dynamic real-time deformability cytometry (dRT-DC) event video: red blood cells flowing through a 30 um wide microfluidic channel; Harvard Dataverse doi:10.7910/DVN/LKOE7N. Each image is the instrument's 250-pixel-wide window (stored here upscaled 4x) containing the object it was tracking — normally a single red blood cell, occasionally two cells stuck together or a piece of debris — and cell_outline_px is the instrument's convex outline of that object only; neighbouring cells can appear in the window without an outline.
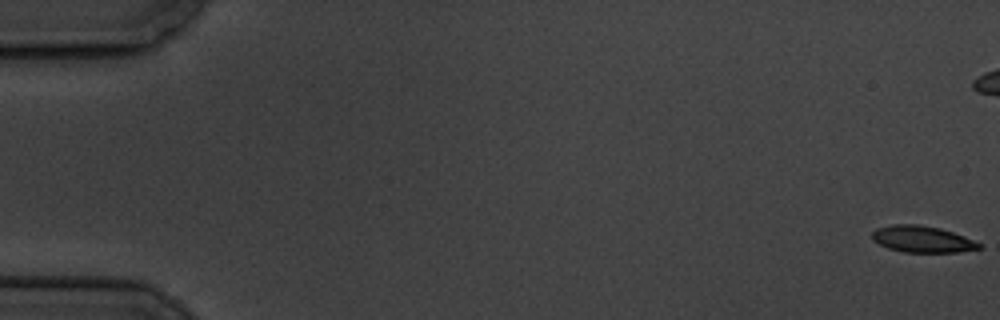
{"species": "common noctule bat (a hibernating species)", "species_latin": "Nyctalus noctula", "temperature_condition": "cold", "stored_images_in_passage": 59, "camera_frame_rate_fps": 3000, "um_per_image_px": 0.085, "animal": {"sex": "male", "body_mass_g": 19.5, "forearm_length_mm": 54.6}, "frame": {"image": 1, "passage_image": 1, "time_ms": 0.0, "image_size_px": [1000, 320], "cell_outline_px": [[984, 248], [956, 252], [904, 252], [888, 248], [872, 240], [872, 232], [876, 228], [892, 224], [920, 224], [940, 228], [964, 236], [980, 244]], "centroid_in_image_um": [78.37, 20.32], "position_along_channel_um": 6.6, "area_um2": 16.53}}
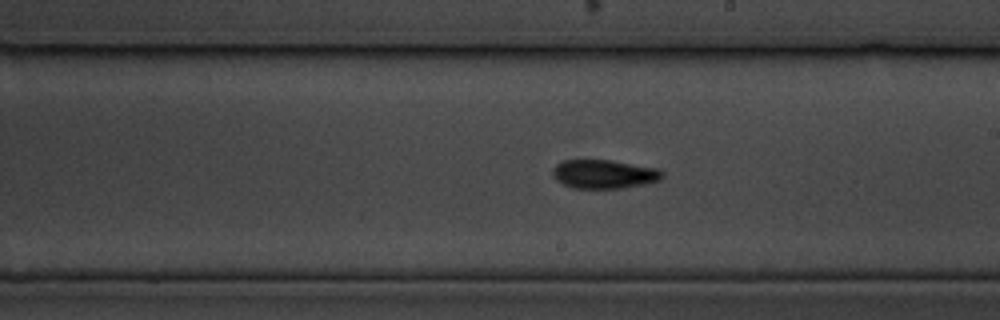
{"frame": {"image": 2, "passage_image": 34, "time_ms": 11.0, "image_size_px": [1000, 320], "cell_outline_px": [[664, 176], [660, 180], [644, 184], [620, 188], [572, 188], [556, 180], [552, 176], [552, 168], [556, 164], [564, 160], [612, 160], [656, 168], [664, 172]], "centroid_in_image_um": [51.33, 14.79], "position_along_channel_um": 237.7, "area_um2": 18.44}}
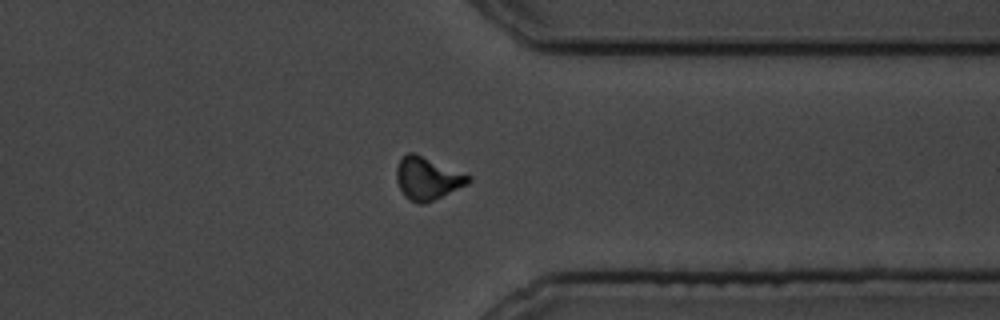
{"frame": {"image": 3, "passage_image": 46, "time_ms": 15.0, "image_size_px": [1000, 320], "cell_outline_px": [[472, 180], [468, 184], [424, 204], [416, 204], [408, 200], [404, 196], [396, 180], [396, 168], [400, 160], [408, 152], [412, 152], [472, 176]], "centroid_in_image_um": [36.32, 15.19], "position_along_channel_um": 375.1, "area_um2": 17.74}, "authors_computed_cell_mechanics": {"area_um2": 17.8024, "velocity_mm_per_s": 3.4967, "shape_relaxation_time_tau1_ms": 6.7522, "shape_relaxation_time_tau2_ms": 7.7589, "deformation_change_tau1": 0.1793, "deformation_change_tau2": 0.1206}}